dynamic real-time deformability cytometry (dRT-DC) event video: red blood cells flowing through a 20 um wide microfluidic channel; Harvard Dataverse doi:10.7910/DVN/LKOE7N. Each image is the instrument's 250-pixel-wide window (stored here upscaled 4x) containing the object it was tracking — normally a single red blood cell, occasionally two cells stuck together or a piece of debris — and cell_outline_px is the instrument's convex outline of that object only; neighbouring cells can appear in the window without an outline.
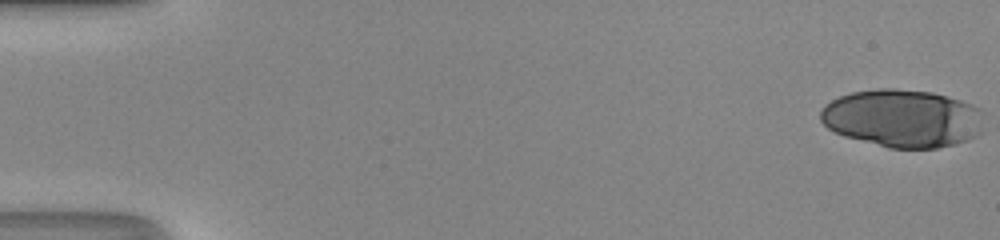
{"species": "human", "species_latin": "Homo sapiens", "temperature_condition": "room temperature", "stored_images_in_passage": 21, "camera_frame_rate_fps": 3000, "um_per_image_px": 0.085, "donor": {"sex": "male"}, "frame": {"image": 1, "passage_image": 1, "time_ms": 0.0, "image_size_px": [1000, 240], "cell_outline_px": [[984, 112], [980, 132], [976, 136], [968, 140], [956, 144], [936, 148], [888, 148], [844, 136], [828, 128], [820, 120], [820, 112], [824, 104], [840, 96], [852, 92], [880, 88], [896, 88], [932, 92], [948, 96], [972, 104], [980, 108]], "centroid_in_image_um": [76.73, 10.05], "position_along_channel_um": 8.3, "area_um2": 55.55}}
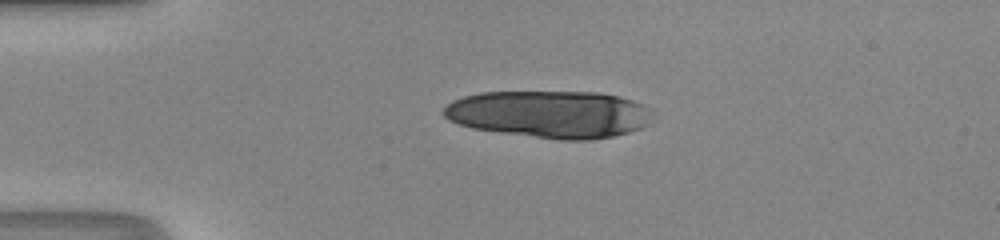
{"frame": {"image": 2, "passage_image": 13, "time_ms": 4.0, "image_size_px": [1000, 240], "cell_outline_px": [[648, 124], [640, 128], [628, 132], [612, 136], [588, 140], [560, 140], [500, 132], [472, 128], [448, 120], [440, 112], [452, 100], [464, 96], [480, 92], [596, 92], [620, 96], [644, 104]], "centroid_in_image_um": [46.64, 9.7], "position_along_channel_um": 38.4, "area_um2": 57.16}}